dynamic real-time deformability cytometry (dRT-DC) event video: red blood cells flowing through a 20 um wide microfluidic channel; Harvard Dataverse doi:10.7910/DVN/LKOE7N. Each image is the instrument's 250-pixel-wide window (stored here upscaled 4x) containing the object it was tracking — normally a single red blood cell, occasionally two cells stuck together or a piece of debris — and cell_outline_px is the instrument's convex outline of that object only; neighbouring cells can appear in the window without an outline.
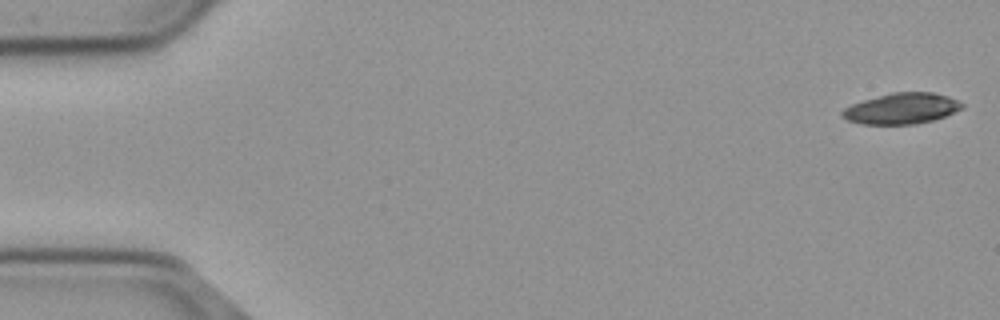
{"species": "common noctule bat (a hibernating species)", "species_latin": "Nyctalus noctula", "temperature_condition": "cold", "stored_images_in_passage": 55, "camera_frame_rate_fps": 3000, "um_per_image_px": 0.085, "animal": {"sex": "male", "body_mass_g": 23.1, "forearm_length_mm": 52.7}, "frame": {"image": 1, "passage_image": 1, "time_ms": 0.0, "image_size_px": [1000, 320], "cell_outline_px": [[964, 108], [944, 116], [932, 120], [916, 124], [860, 124], [848, 120], [840, 116], [840, 112], [844, 108], [852, 104], [864, 100], [892, 92], [932, 92], [948, 96], [964, 104]], "centroid_in_image_um": [76.62, 9.22], "position_along_channel_um": 8.4, "area_um2": 21.5}}
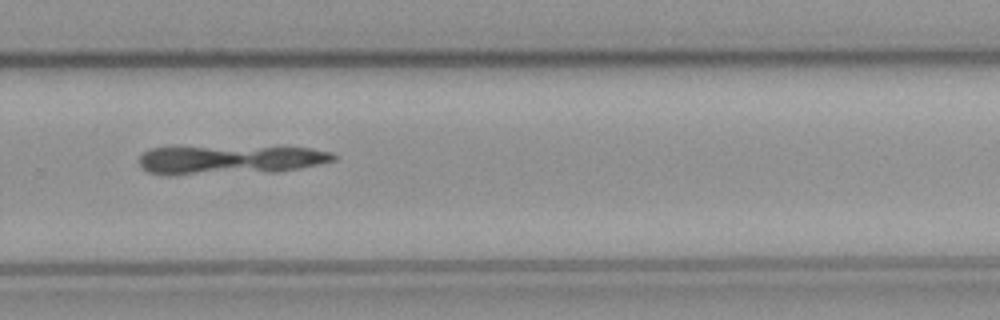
{"frame": {"image": 2, "passage_image": 37, "time_ms": 12.0, "image_size_px": [1000, 320], "cell_outline_px": [[336, 160], [320, 164], [300, 168], [276, 172], [148, 172], [140, 164], [140, 156], [144, 152], [152, 148], [312, 148], [332, 152], [336, 156]], "centroid_in_image_um": [19.73, 13.56], "position_along_channel_um": 310.1, "area_um2": 30.63}}
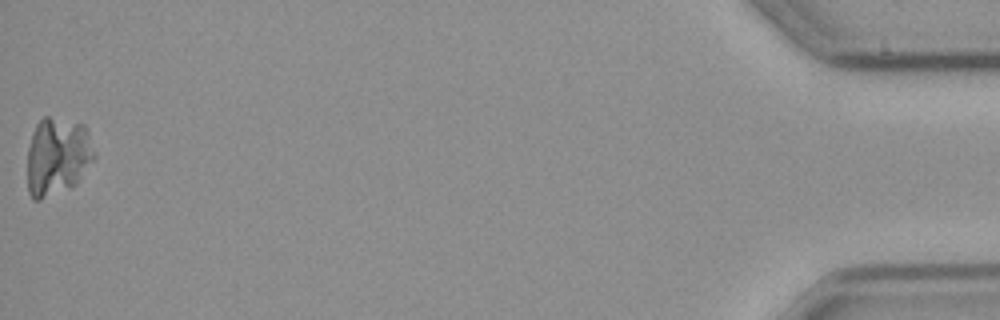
{"frame": {"image": 3, "passage_image": 55, "time_ms": 18.0, "image_size_px": [1000, 320], "cell_outline_px": [[96, 156], [76, 184], [68, 188], [40, 200], [32, 200], [28, 192], [28, 148], [32, 132], [36, 124], [44, 116], [48, 116], [84, 124], [88, 132], [96, 152]], "centroid_in_image_um": [4.89, 13.28], "position_along_channel_um": 430.3, "area_um2": 30.63}}